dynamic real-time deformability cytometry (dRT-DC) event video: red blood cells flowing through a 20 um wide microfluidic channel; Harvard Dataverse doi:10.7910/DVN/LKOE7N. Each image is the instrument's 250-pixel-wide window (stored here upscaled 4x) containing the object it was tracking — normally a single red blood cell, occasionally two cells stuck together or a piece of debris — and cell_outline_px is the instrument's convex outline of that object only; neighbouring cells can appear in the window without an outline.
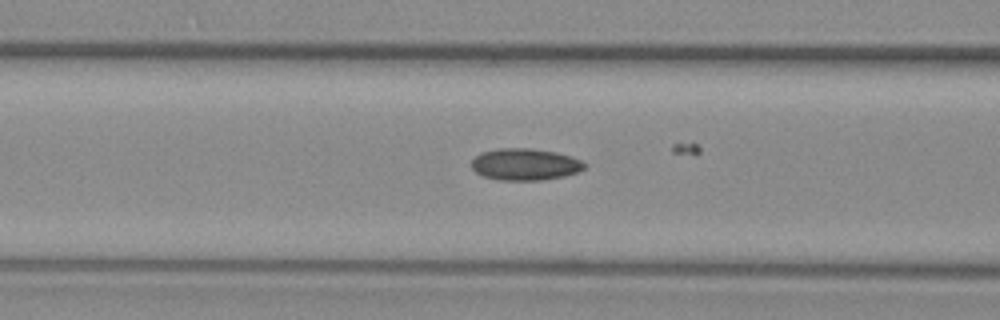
{"species": "common noctule bat (a hibernating species)", "species_latin": "Nyctalus noctula", "temperature_condition": "warm", "stored_images_in_passage": 35, "camera_frame_rate_fps": 3000, "um_per_image_px": 0.085, "animal": {"sex": "female", "body_mass_g": 29.2, "forearm_length_mm": 56.3}, "frame": {"image": 1, "passage_image": 24, "time_ms": 7.667, "image_size_px": [1000, 320], "cell_outline_px": [[584, 168], [576, 172], [564, 176], [540, 180], [500, 180], [484, 176], [476, 172], [472, 168], [472, 160], [480, 152], [500, 148], [532, 148], [556, 152], [580, 160], [584, 164]], "centroid_in_image_um": [44.59, 13.96], "position_along_channel_um": 122.0, "area_um2": 20.69}}
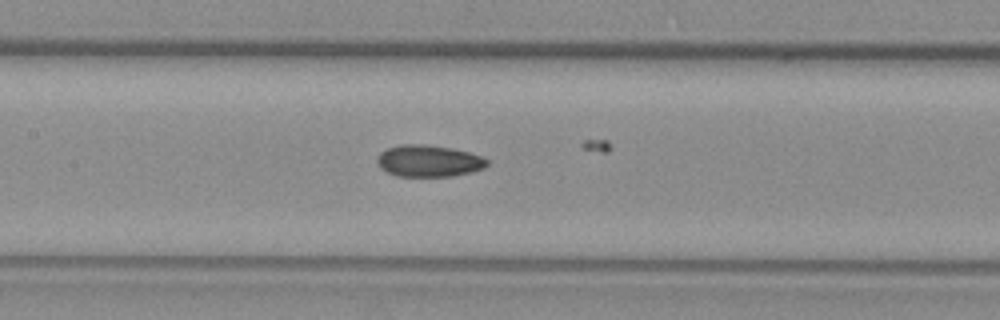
{"frame": {"image": 2, "passage_image": 28, "time_ms": 9.0, "image_size_px": [1000, 320], "cell_outline_px": [[488, 164], [484, 168], [472, 172], [452, 176], [396, 176], [380, 168], [376, 160], [380, 152], [388, 148], [400, 144], [424, 144], [452, 148], [468, 152], [480, 156], [488, 160]], "centroid_in_image_um": [36.43, 13.68], "position_along_channel_um": 171.0, "area_um2": 20.35}}
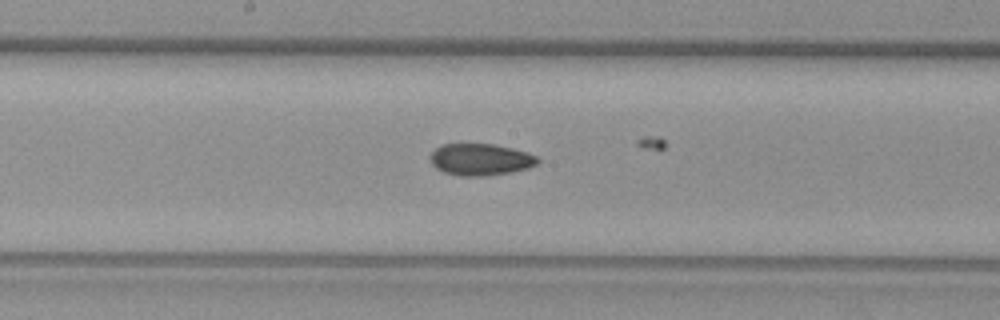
{"frame": {"image": 3, "passage_image": 31, "time_ms": 10.0, "image_size_px": [1000, 320], "cell_outline_px": [[540, 160], [536, 164], [528, 168], [512, 172], [484, 176], [460, 176], [444, 172], [436, 168], [428, 160], [432, 152], [440, 144], [492, 144], [512, 148], [528, 152], [536, 156]], "centroid_in_image_um": [40.82, 13.56], "position_along_channel_um": 207.4, "area_um2": 20.0}}